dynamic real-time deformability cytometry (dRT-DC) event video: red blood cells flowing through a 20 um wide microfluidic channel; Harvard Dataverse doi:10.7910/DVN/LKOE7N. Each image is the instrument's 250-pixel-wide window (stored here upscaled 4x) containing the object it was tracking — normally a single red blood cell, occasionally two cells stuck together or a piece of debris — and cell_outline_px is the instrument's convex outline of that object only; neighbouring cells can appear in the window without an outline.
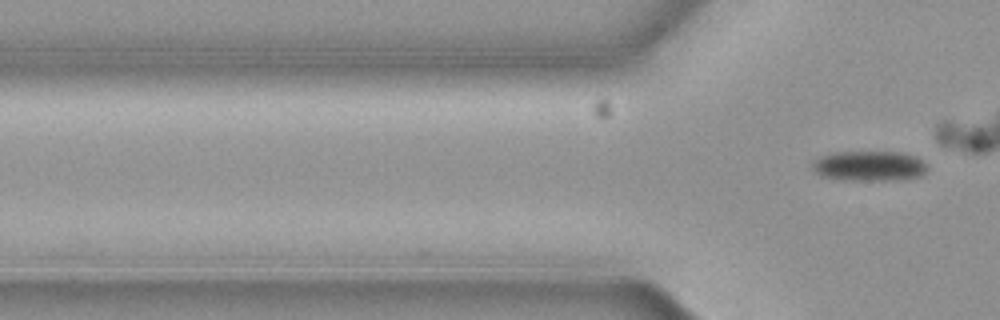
{"species": "common noctule bat (a hibernating species)", "species_latin": "Nyctalus noctula", "temperature_condition": "cold", "stored_images_in_passage": 3, "camera_frame_rate_fps": 3000, "um_per_image_px": 0.085, "animal": {"sex": "female", "body_mass_g": 19.3, "forearm_length_mm": 54.1}, "frame": {"image": 1, "passage_image": 3, "time_ms": 0.667, "image_size_px": [1000, 320], "cell_outline_px": [[928, 168], [920, 176], [892, 180], [840, 180], [820, 176], [812, 168], [812, 160], [820, 156], [832, 152], [904, 152], [916, 156]], "centroid_in_image_um": [73.82, 14.1], "position_along_channel_um": 52.0, "area_um2": 20.29}}